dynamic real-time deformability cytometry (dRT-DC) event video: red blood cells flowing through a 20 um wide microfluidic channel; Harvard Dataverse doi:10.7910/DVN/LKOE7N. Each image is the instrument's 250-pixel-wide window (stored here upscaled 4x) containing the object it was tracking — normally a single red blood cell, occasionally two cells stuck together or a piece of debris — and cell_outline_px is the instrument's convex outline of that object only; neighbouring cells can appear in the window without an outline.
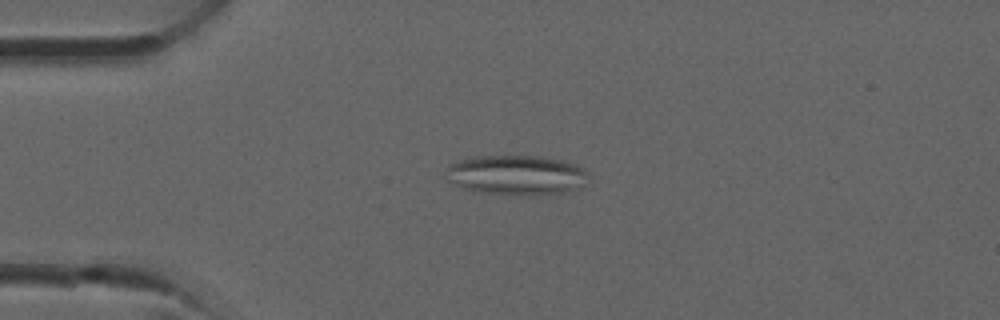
{"species": "common noctule bat (a hibernating species)", "species_latin": "Nyctalus noctula", "temperature_condition": "room temperature", "stored_images_in_passage": 35, "segment_of_instrument_passage": [1, 2], "camera_frame_rate_fps": 3000, "um_per_image_px": 0.085, "animal": {"sex": "male", "forearm_length_mm": 52.5}, "frame": {"image": 1, "passage_image": 8, "time_ms": 2.333, "image_size_px": [1000, 320], "cell_outline_px": [[592, 176], [580, 188], [564, 192], [532, 196], [520, 196], [472, 192], [448, 180], [448, 168], [452, 164], [460, 160], [476, 156], [540, 156], [564, 160], [576, 164], [584, 168]], "centroid_in_image_um": [43.99, 14.9], "position_along_channel_um": 41.0, "area_um2": 33.58}}